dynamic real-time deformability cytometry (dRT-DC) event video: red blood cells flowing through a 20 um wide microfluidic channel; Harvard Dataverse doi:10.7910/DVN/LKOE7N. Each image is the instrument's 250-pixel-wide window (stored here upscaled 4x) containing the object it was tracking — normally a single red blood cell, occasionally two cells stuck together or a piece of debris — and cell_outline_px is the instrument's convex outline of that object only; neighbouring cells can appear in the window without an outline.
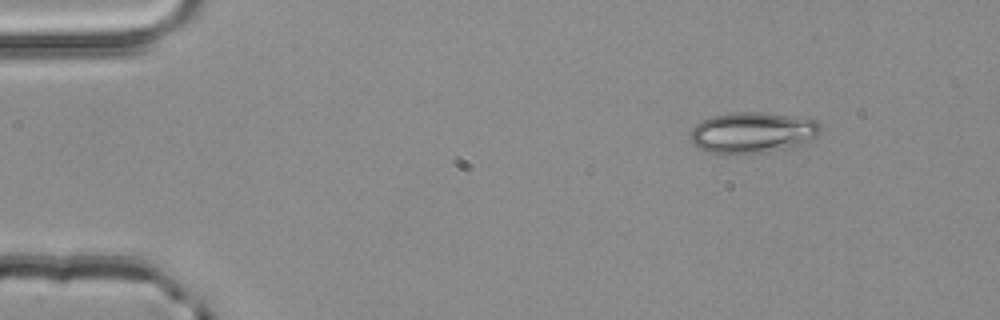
{"species": "common noctule bat (a hibernating species)", "species_latin": "Nyctalus noctula", "temperature_condition": "room temperature", "stored_images_in_passage": 4, "camera_frame_rate_fps": 3000, "um_per_image_px": 0.085, "animal": {"sex": "male", "body_mass_g": 20.4}, "frame": {"image": 1, "passage_image": 1, "time_ms": 0.0, "image_size_px": [1000, 320], "cell_outline_px": [[820, 132], [816, 136], [804, 144], [788, 148], [768, 152], [736, 156], [704, 152], [688, 136], [692, 128], [696, 124], [712, 116], [732, 112], [764, 112], [796, 116], [820, 120]], "centroid_in_image_um": [63.97, 11.29], "position_along_channel_um": 21.0, "area_um2": 31.91}}
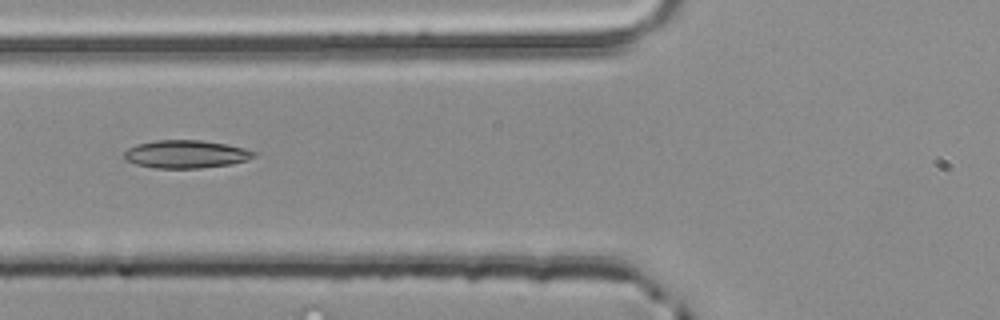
{"frame": {"image": 2, "passage_image": 4, "time_ms": 1.0, "image_size_px": [1000, 320], "cell_outline_px": [[256, 156], [232, 164], [200, 168], [156, 168], [136, 164], [124, 160], [124, 152], [128, 148], [136, 144], [156, 140], [200, 140], [228, 144], [244, 148], [256, 152]], "centroid_in_image_um": [15.78, 13.1], "position_along_channel_um": 110.0, "area_um2": 21.15}}